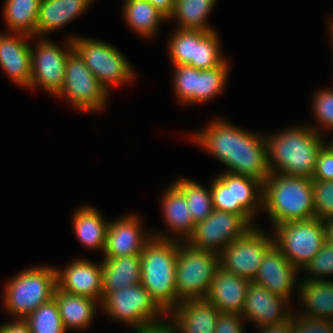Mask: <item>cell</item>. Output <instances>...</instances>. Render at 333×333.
Listing matches in <instances>:
<instances>
[{
    "label": "cell",
    "mask_w": 333,
    "mask_h": 333,
    "mask_svg": "<svg viewBox=\"0 0 333 333\" xmlns=\"http://www.w3.org/2000/svg\"><path fill=\"white\" fill-rule=\"evenodd\" d=\"M173 185L185 196L195 224L211 215L213 211L211 189L207 190L188 178L178 179Z\"/></svg>",
    "instance_id": "cell-32"
},
{
    "label": "cell",
    "mask_w": 333,
    "mask_h": 333,
    "mask_svg": "<svg viewBox=\"0 0 333 333\" xmlns=\"http://www.w3.org/2000/svg\"><path fill=\"white\" fill-rule=\"evenodd\" d=\"M216 31L194 30L192 67L199 70L223 66L227 61L221 55Z\"/></svg>",
    "instance_id": "cell-31"
},
{
    "label": "cell",
    "mask_w": 333,
    "mask_h": 333,
    "mask_svg": "<svg viewBox=\"0 0 333 333\" xmlns=\"http://www.w3.org/2000/svg\"><path fill=\"white\" fill-rule=\"evenodd\" d=\"M219 310L205 299L184 300L171 310L173 321L180 333H215Z\"/></svg>",
    "instance_id": "cell-21"
},
{
    "label": "cell",
    "mask_w": 333,
    "mask_h": 333,
    "mask_svg": "<svg viewBox=\"0 0 333 333\" xmlns=\"http://www.w3.org/2000/svg\"><path fill=\"white\" fill-rule=\"evenodd\" d=\"M162 208L167 226L171 227V230L173 229L178 235H185L186 239L184 240H187L193 232L195 223L185 196L174 185H171L164 193Z\"/></svg>",
    "instance_id": "cell-27"
},
{
    "label": "cell",
    "mask_w": 333,
    "mask_h": 333,
    "mask_svg": "<svg viewBox=\"0 0 333 333\" xmlns=\"http://www.w3.org/2000/svg\"><path fill=\"white\" fill-rule=\"evenodd\" d=\"M173 324V325H171ZM136 333H180L174 322H153L136 330Z\"/></svg>",
    "instance_id": "cell-43"
},
{
    "label": "cell",
    "mask_w": 333,
    "mask_h": 333,
    "mask_svg": "<svg viewBox=\"0 0 333 333\" xmlns=\"http://www.w3.org/2000/svg\"><path fill=\"white\" fill-rule=\"evenodd\" d=\"M328 148H329V150L333 153V141H331V143L330 144H328V145H326Z\"/></svg>",
    "instance_id": "cell-48"
},
{
    "label": "cell",
    "mask_w": 333,
    "mask_h": 333,
    "mask_svg": "<svg viewBox=\"0 0 333 333\" xmlns=\"http://www.w3.org/2000/svg\"><path fill=\"white\" fill-rule=\"evenodd\" d=\"M11 323L2 324L0 333H31L28 324L23 319H15Z\"/></svg>",
    "instance_id": "cell-44"
},
{
    "label": "cell",
    "mask_w": 333,
    "mask_h": 333,
    "mask_svg": "<svg viewBox=\"0 0 333 333\" xmlns=\"http://www.w3.org/2000/svg\"><path fill=\"white\" fill-rule=\"evenodd\" d=\"M312 180H333V153L325 144L318 152Z\"/></svg>",
    "instance_id": "cell-41"
},
{
    "label": "cell",
    "mask_w": 333,
    "mask_h": 333,
    "mask_svg": "<svg viewBox=\"0 0 333 333\" xmlns=\"http://www.w3.org/2000/svg\"><path fill=\"white\" fill-rule=\"evenodd\" d=\"M315 217L324 220L333 216V180H312Z\"/></svg>",
    "instance_id": "cell-37"
},
{
    "label": "cell",
    "mask_w": 333,
    "mask_h": 333,
    "mask_svg": "<svg viewBox=\"0 0 333 333\" xmlns=\"http://www.w3.org/2000/svg\"><path fill=\"white\" fill-rule=\"evenodd\" d=\"M260 328H262V331H260L261 333H292L291 317L281 323L265 325Z\"/></svg>",
    "instance_id": "cell-46"
},
{
    "label": "cell",
    "mask_w": 333,
    "mask_h": 333,
    "mask_svg": "<svg viewBox=\"0 0 333 333\" xmlns=\"http://www.w3.org/2000/svg\"><path fill=\"white\" fill-rule=\"evenodd\" d=\"M101 306L113 319L134 326L135 330L158 322L157 316L166 315L141 283L107 293Z\"/></svg>",
    "instance_id": "cell-11"
},
{
    "label": "cell",
    "mask_w": 333,
    "mask_h": 333,
    "mask_svg": "<svg viewBox=\"0 0 333 333\" xmlns=\"http://www.w3.org/2000/svg\"><path fill=\"white\" fill-rule=\"evenodd\" d=\"M297 273L298 270L294 265L273 244L266 251L252 282L266 287L272 294L289 301Z\"/></svg>",
    "instance_id": "cell-17"
},
{
    "label": "cell",
    "mask_w": 333,
    "mask_h": 333,
    "mask_svg": "<svg viewBox=\"0 0 333 333\" xmlns=\"http://www.w3.org/2000/svg\"><path fill=\"white\" fill-rule=\"evenodd\" d=\"M249 283V279L232 274L219 266L204 299L221 313L241 315Z\"/></svg>",
    "instance_id": "cell-18"
},
{
    "label": "cell",
    "mask_w": 333,
    "mask_h": 333,
    "mask_svg": "<svg viewBox=\"0 0 333 333\" xmlns=\"http://www.w3.org/2000/svg\"><path fill=\"white\" fill-rule=\"evenodd\" d=\"M215 3L216 0H176L169 20L176 17L181 29L214 31L205 22Z\"/></svg>",
    "instance_id": "cell-30"
},
{
    "label": "cell",
    "mask_w": 333,
    "mask_h": 333,
    "mask_svg": "<svg viewBox=\"0 0 333 333\" xmlns=\"http://www.w3.org/2000/svg\"><path fill=\"white\" fill-rule=\"evenodd\" d=\"M56 96L66 97L74 108L81 111L95 112L105 106L108 91L73 49L65 64L63 88Z\"/></svg>",
    "instance_id": "cell-9"
},
{
    "label": "cell",
    "mask_w": 333,
    "mask_h": 333,
    "mask_svg": "<svg viewBox=\"0 0 333 333\" xmlns=\"http://www.w3.org/2000/svg\"><path fill=\"white\" fill-rule=\"evenodd\" d=\"M274 245L296 269H303L325 242L322 220L314 217L274 226Z\"/></svg>",
    "instance_id": "cell-7"
},
{
    "label": "cell",
    "mask_w": 333,
    "mask_h": 333,
    "mask_svg": "<svg viewBox=\"0 0 333 333\" xmlns=\"http://www.w3.org/2000/svg\"><path fill=\"white\" fill-rule=\"evenodd\" d=\"M228 66L226 62L223 66L212 69H197L196 103L207 102L208 99L224 90L229 72Z\"/></svg>",
    "instance_id": "cell-34"
},
{
    "label": "cell",
    "mask_w": 333,
    "mask_h": 333,
    "mask_svg": "<svg viewBox=\"0 0 333 333\" xmlns=\"http://www.w3.org/2000/svg\"><path fill=\"white\" fill-rule=\"evenodd\" d=\"M174 88L184 104L196 103L197 69L189 65H174Z\"/></svg>",
    "instance_id": "cell-36"
},
{
    "label": "cell",
    "mask_w": 333,
    "mask_h": 333,
    "mask_svg": "<svg viewBox=\"0 0 333 333\" xmlns=\"http://www.w3.org/2000/svg\"><path fill=\"white\" fill-rule=\"evenodd\" d=\"M93 0H41L36 35L43 37L71 22L91 5Z\"/></svg>",
    "instance_id": "cell-23"
},
{
    "label": "cell",
    "mask_w": 333,
    "mask_h": 333,
    "mask_svg": "<svg viewBox=\"0 0 333 333\" xmlns=\"http://www.w3.org/2000/svg\"><path fill=\"white\" fill-rule=\"evenodd\" d=\"M238 313H219L215 323V333H244L242 321L245 319Z\"/></svg>",
    "instance_id": "cell-42"
},
{
    "label": "cell",
    "mask_w": 333,
    "mask_h": 333,
    "mask_svg": "<svg viewBox=\"0 0 333 333\" xmlns=\"http://www.w3.org/2000/svg\"><path fill=\"white\" fill-rule=\"evenodd\" d=\"M330 33H331V36H332V37H331V40H332V42H333V30H332V29L330 30ZM332 44H333V43H332Z\"/></svg>",
    "instance_id": "cell-49"
},
{
    "label": "cell",
    "mask_w": 333,
    "mask_h": 333,
    "mask_svg": "<svg viewBox=\"0 0 333 333\" xmlns=\"http://www.w3.org/2000/svg\"><path fill=\"white\" fill-rule=\"evenodd\" d=\"M57 288L56 268L31 267L6 285L4 304L16 319H24L40 305L51 301Z\"/></svg>",
    "instance_id": "cell-5"
},
{
    "label": "cell",
    "mask_w": 333,
    "mask_h": 333,
    "mask_svg": "<svg viewBox=\"0 0 333 333\" xmlns=\"http://www.w3.org/2000/svg\"><path fill=\"white\" fill-rule=\"evenodd\" d=\"M13 34H0V66L15 84L28 88L31 81L32 62L31 46L25 39L32 36L19 32Z\"/></svg>",
    "instance_id": "cell-19"
},
{
    "label": "cell",
    "mask_w": 333,
    "mask_h": 333,
    "mask_svg": "<svg viewBox=\"0 0 333 333\" xmlns=\"http://www.w3.org/2000/svg\"><path fill=\"white\" fill-rule=\"evenodd\" d=\"M57 288L71 295L103 299L102 266L77 259L63 270L56 268Z\"/></svg>",
    "instance_id": "cell-15"
},
{
    "label": "cell",
    "mask_w": 333,
    "mask_h": 333,
    "mask_svg": "<svg viewBox=\"0 0 333 333\" xmlns=\"http://www.w3.org/2000/svg\"><path fill=\"white\" fill-rule=\"evenodd\" d=\"M314 129L292 127L265 137L270 172L312 178L318 152L325 144Z\"/></svg>",
    "instance_id": "cell-3"
},
{
    "label": "cell",
    "mask_w": 333,
    "mask_h": 333,
    "mask_svg": "<svg viewBox=\"0 0 333 333\" xmlns=\"http://www.w3.org/2000/svg\"><path fill=\"white\" fill-rule=\"evenodd\" d=\"M168 46L173 65L192 66L194 30L178 28Z\"/></svg>",
    "instance_id": "cell-35"
},
{
    "label": "cell",
    "mask_w": 333,
    "mask_h": 333,
    "mask_svg": "<svg viewBox=\"0 0 333 333\" xmlns=\"http://www.w3.org/2000/svg\"><path fill=\"white\" fill-rule=\"evenodd\" d=\"M54 299L59 307L60 317L65 330L84 329L90 325L96 311L95 299L71 295L56 288Z\"/></svg>",
    "instance_id": "cell-25"
},
{
    "label": "cell",
    "mask_w": 333,
    "mask_h": 333,
    "mask_svg": "<svg viewBox=\"0 0 333 333\" xmlns=\"http://www.w3.org/2000/svg\"><path fill=\"white\" fill-rule=\"evenodd\" d=\"M168 19L173 14L176 0H147Z\"/></svg>",
    "instance_id": "cell-45"
},
{
    "label": "cell",
    "mask_w": 333,
    "mask_h": 333,
    "mask_svg": "<svg viewBox=\"0 0 333 333\" xmlns=\"http://www.w3.org/2000/svg\"><path fill=\"white\" fill-rule=\"evenodd\" d=\"M72 222L76 236L83 246L104 252L109 222L104 221L94 207L83 206L77 209Z\"/></svg>",
    "instance_id": "cell-26"
},
{
    "label": "cell",
    "mask_w": 333,
    "mask_h": 333,
    "mask_svg": "<svg viewBox=\"0 0 333 333\" xmlns=\"http://www.w3.org/2000/svg\"><path fill=\"white\" fill-rule=\"evenodd\" d=\"M330 29H332L333 30V21L332 22H330Z\"/></svg>",
    "instance_id": "cell-50"
},
{
    "label": "cell",
    "mask_w": 333,
    "mask_h": 333,
    "mask_svg": "<svg viewBox=\"0 0 333 333\" xmlns=\"http://www.w3.org/2000/svg\"><path fill=\"white\" fill-rule=\"evenodd\" d=\"M41 0H6L4 17L12 32L36 37V24Z\"/></svg>",
    "instance_id": "cell-29"
},
{
    "label": "cell",
    "mask_w": 333,
    "mask_h": 333,
    "mask_svg": "<svg viewBox=\"0 0 333 333\" xmlns=\"http://www.w3.org/2000/svg\"><path fill=\"white\" fill-rule=\"evenodd\" d=\"M71 39L85 65L107 91L112 84H123L133 79L134 69L127 58L113 46L98 40L76 37Z\"/></svg>",
    "instance_id": "cell-10"
},
{
    "label": "cell",
    "mask_w": 333,
    "mask_h": 333,
    "mask_svg": "<svg viewBox=\"0 0 333 333\" xmlns=\"http://www.w3.org/2000/svg\"><path fill=\"white\" fill-rule=\"evenodd\" d=\"M179 244L170 237L152 234L140 254L141 284L166 314L180 302L175 278Z\"/></svg>",
    "instance_id": "cell-2"
},
{
    "label": "cell",
    "mask_w": 333,
    "mask_h": 333,
    "mask_svg": "<svg viewBox=\"0 0 333 333\" xmlns=\"http://www.w3.org/2000/svg\"><path fill=\"white\" fill-rule=\"evenodd\" d=\"M147 235L143 233L137 216L128 215L109 222L104 258L141 254L145 243L152 237Z\"/></svg>",
    "instance_id": "cell-20"
},
{
    "label": "cell",
    "mask_w": 333,
    "mask_h": 333,
    "mask_svg": "<svg viewBox=\"0 0 333 333\" xmlns=\"http://www.w3.org/2000/svg\"><path fill=\"white\" fill-rule=\"evenodd\" d=\"M298 289L306 308L300 316L333 321V281L304 280Z\"/></svg>",
    "instance_id": "cell-24"
},
{
    "label": "cell",
    "mask_w": 333,
    "mask_h": 333,
    "mask_svg": "<svg viewBox=\"0 0 333 333\" xmlns=\"http://www.w3.org/2000/svg\"><path fill=\"white\" fill-rule=\"evenodd\" d=\"M210 189L213 209L242 215L250 224L256 208L262 207L263 184L254 178L225 171L215 177Z\"/></svg>",
    "instance_id": "cell-8"
},
{
    "label": "cell",
    "mask_w": 333,
    "mask_h": 333,
    "mask_svg": "<svg viewBox=\"0 0 333 333\" xmlns=\"http://www.w3.org/2000/svg\"><path fill=\"white\" fill-rule=\"evenodd\" d=\"M314 112L324 129H333V91L320 90L313 102Z\"/></svg>",
    "instance_id": "cell-40"
},
{
    "label": "cell",
    "mask_w": 333,
    "mask_h": 333,
    "mask_svg": "<svg viewBox=\"0 0 333 333\" xmlns=\"http://www.w3.org/2000/svg\"><path fill=\"white\" fill-rule=\"evenodd\" d=\"M325 242L333 245V216L322 220Z\"/></svg>",
    "instance_id": "cell-47"
},
{
    "label": "cell",
    "mask_w": 333,
    "mask_h": 333,
    "mask_svg": "<svg viewBox=\"0 0 333 333\" xmlns=\"http://www.w3.org/2000/svg\"><path fill=\"white\" fill-rule=\"evenodd\" d=\"M68 41L69 44L65 50L46 39L38 42L35 51L31 48L32 72L28 88L42 86L54 96L62 90L65 64L70 52L74 49L72 39Z\"/></svg>",
    "instance_id": "cell-14"
},
{
    "label": "cell",
    "mask_w": 333,
    "mask_h": 333,
    "mask_svg": "<svg viewBox=\"0 0 333 333\" xmlns=\"http://www.w3.org/2000/svg\"><path fill=\"white\" fill-rule=\"evenodd\" d=\"M123 15L127 24L143 37L154 35L167 18L147 0H125Z\"/></svg>",
    "instance_id": "cell-28"
},
{
    "label": "cell",
    "mask_w": 333,
    "mask_h": 333,
    "mask_svg": "<svg viewBox=\"0 0 333 333\" xmlns=\"http://www.w3.org/2000/svg\"><path fill=\"white\" fill-rule=\"evenodd\" d=\"M304 269L315 276L306 280H323V276L333 274V245L324 242L321 250Z\"/></svg>",
    "instance_id": "cell-38"
},
{
    "label": "cell",
    "mask_w": 333,
    "mask_h": 333,
    "mask_svg": "<svg viewBox=\"0 0 333 333\" xmlns=\"http://www.w3.org/2000/svg\"><path fill=\"white\" fill-rule=\"evenodd\" d=\"M263 232L255 226L244 236L229 243L219 254L220 267L252 281L266 251L274 244L273 235Z\"/></svg>",
    "instance_id": "cell-13"
},
{
    "label": "cell",
    "mask_w": 333,
    "mask_h": 333,
    "mask_svg": "<svg viewBox=\"0 0 333 333\" xmlns=\"http://www.w3.org/2000/svg\"><path fill=\"white\" fill-rule=\"evenodd\" d=\"M262 208L273 225L315 217L312 178L271 172L263 183Z\"/></svg>",
    "instance_id": "cell-4"
},
{
    "label": "cell",
    "mask_w": 333,
    "mask_h": 333,
    "mask_svg": "<svg viewBox=\"0 0 333 333\" xmlns=\"http://www.w3.org/2000/svg\"><path fill=\"white\" fill-rule=\"evenodd\" d=\"M227 166L226 172L254 178L262 184L270 175L266 139L220 119L192 136Z\"/></svg>",
    "instance_id": "cell-1"
},
{
    "label": "cell",
    "mask_w": 333,
    "mask_h": 333,
    "mask_svg": "<svg viewBox=\"0 0 333 333\" xmlns=\"http://www.w3.org/2000/svg\"><path fill=\"white\" fill-rule=\"evenodd\" d=\"M253 224L242 215L213 209L204 221L195 224L192 234L185 242L195 249L219 255L229 243L253 228Z\"/></svg>",
    "instance_id": "cell-12"
},
{
    "label": "cell",
    "mask_w": 333,
    "mask_h": 333,
    "mask_svg": "<svg viewBox=\"0 0 333 333\" xmlns=\"http://www.w3.org/2000/svg\"><path fill=\"white\" fill-rule=\"evenodd\" d=\"M29 326L31 333H65L59 307L53 298L40 305L23 319Z\"/></svg>",
    "instance_id": "cell-33"
},
{
    "label": "cell",
    "mask_w": 333,
    "mask_h": 333,
    "mask_svg": "<svg viewBox=\"0 0 333 333\" xmlns=\"http://www.w3.org/2000/svg\"><path fill=\"white\" fill-rule=\"evenodd\" d=\"M176 258V295L178 300L204 299L219 265L216 252L198 250L180 242Z\"/></svg>",
    "instance_id": "cell-6"
},
{
    "label": "cell",
    "mask_w": 333,
    "mask_h": 333,
    "mask_svg": "<svg viewBox=\"0 0 333 333\" xmlns=\"http://www.w3.org/2000/svg\"><path fill=\"white\" fill-rule=\"evenodd\" d=\"M101 266L103 297L109 292L141 283L140 254L104 258Z\"/></svg>",
    "instance_id": "cell-22"
},
{
    "label": "cell",
    "mask_w": 333,
    "mask_h": 333,
    "mask_svg": "<svg viewBox=\"0 0 333 333\" xmlns=\"http://www.w3.org/2000/svg\"><path fill=\"white\" fill-rule=\"evenodd\" d=\"M288 300L272 294L266 287L250 281L241 316L260 326L288 320L293 312L283 307ZM285 308V309H284Z\"/></svg>",
    "instance_id": "cell-16"
},
{
    "label": "cell",
    "mask_w": 333,
    "mask_h": 333,
    "mask_svg": "<svg viewBox=\"0 0 333 333\" xmlns=\"http://www.w3.org/2000/svg\"><path fill=\"white\" fill-rule=\"evenodd\" d=\"M295 315L291 316L292 333H333L332 320Z\"/></svg>",
    "instance_id": "cell-39"
}]
</instances>
